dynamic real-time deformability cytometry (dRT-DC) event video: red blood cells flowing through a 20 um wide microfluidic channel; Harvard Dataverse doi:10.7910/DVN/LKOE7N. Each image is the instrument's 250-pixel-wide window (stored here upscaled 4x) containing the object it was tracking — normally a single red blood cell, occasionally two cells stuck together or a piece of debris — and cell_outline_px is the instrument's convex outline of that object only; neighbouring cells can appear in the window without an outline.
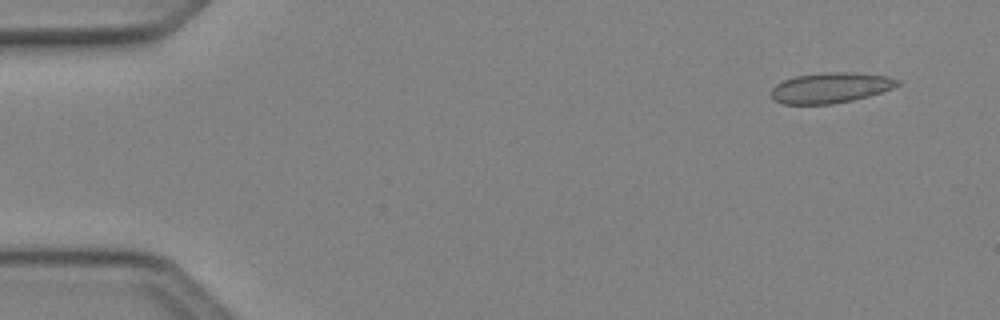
{"species": "Egyptian fruit bat (a non-hibernating species)", "species_latin": "Rousettus aegyptiacus", "temperature_condition": "cold", "stored_images_in_passage": 49, "camera_frame_rate_fps": 3000, "um_per_image_px": 0.085, "animal": {"sex": "female"}, "frame": {"image": 1, "passage_image": 4, "time_ms": 1.0, "image_size_px": [1000, 320], "cell_outline_px": [[900, 84], [892, 88], [868, 96], [852, 100], [832, 104], [784, 104], [772, 100], [772, 88], [776, 84], [784, 80], [796, 76], [824, 72], [848, 72], [888, 76], [900, 80]], "centroid_in_image_um": [70.58, 7.46], "position_along_channel_um": 14.4, "area_um2": 22.31}}
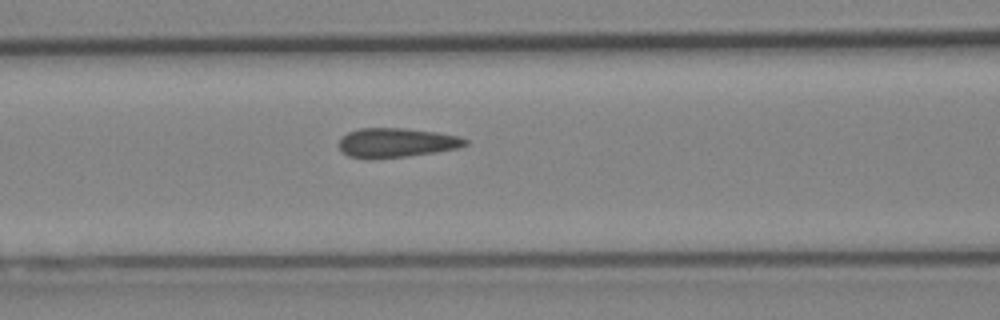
{"frame": {"image": 2, "passage_image": 21, "time_ms": 6.667, "image_size_px": [1000, 320], "cell_outline_px": [[468, 144], [456, 148], [436, 152], [408, 156], [368, 160], [348, 156], [336, 144], [340, 136], [348, 132], [360, 128], [404, 128], [436, 132], [456, 136], [468, 140]], "centroid_in_image_um": [33.61, 12.14], "position_along_channel_um": 133.0, "area_um2": 21.85}}
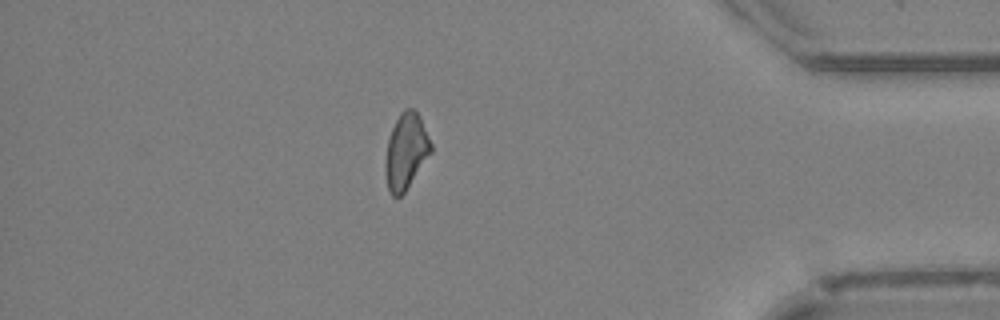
{"frame": {"image": 3, "passage_image": 43, "time_ms": 14.0, "image_size_px": [1000, 320], "cell_outline_px": [[432, 152], [404, 192], [400, 196], [392, 196], [388, 188], [384, 168], [384, 164], [388, 140], [392, 128], [400, 112], [404, 108], [412, 108], [420, 116], [432, 144]], "centroid_in_image_um": [34.51, 12.84], "position_along_channel_um": 400.7, "area_um2": 20.06}, "authors_computed_cell_mechanics": {"area_um2": 21.3282, "velocity_mm_per_s": 4.136, "shape_relaxation_time_tau1_ms": null, "shape_relaxation_time_tau2_ms": 1.6874, "deformation_change_tau1": null, "deformation_change_tau2": 0.0655}}